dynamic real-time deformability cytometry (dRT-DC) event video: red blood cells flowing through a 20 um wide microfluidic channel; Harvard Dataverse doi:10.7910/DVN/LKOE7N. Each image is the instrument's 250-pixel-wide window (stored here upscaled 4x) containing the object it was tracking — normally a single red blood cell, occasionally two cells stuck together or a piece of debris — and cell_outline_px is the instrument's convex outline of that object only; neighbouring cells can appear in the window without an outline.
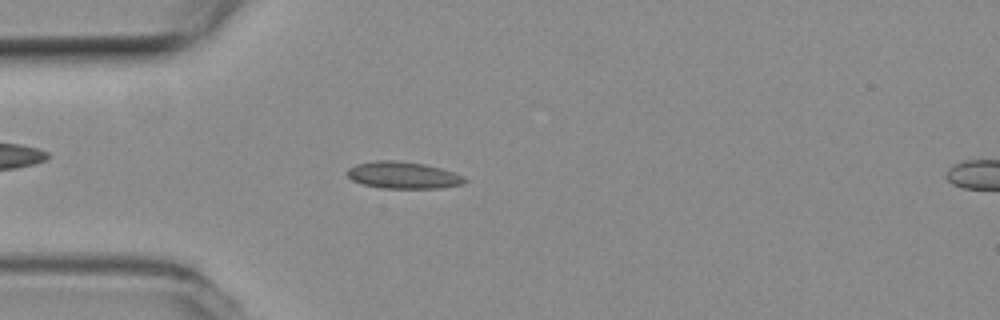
{"species": "common noctule bat (a hibernating species)", "species_latin": "Nyctalus noctula", "temperature_condition": "room temperature", "stored_images_in_passage": 6, "camera_frame_rate_fps": 3000, "um_per_image_px": 0.085, "animal": {"sex": "female", "body_mass_g": 19.3, "forearm_length_mm": 54.1}, "frame": {"image": 1, "passage_image": 5, "time_ms": 1.333, "image_size_px": [1000, 320], "cell_outline_px": [[468, 180], [464, 184], [440, 188], [380, 188], [364, 184], [352, 180], [348, 176], [348, 168], [356, 164], [376, 160], [400, 160], [424, 164], [440, 168], [464, 176]], "centroid_in_image_um": [34.28, 14.89], "position_along_channel_um": 50.7, "area_um2": 18.44}}